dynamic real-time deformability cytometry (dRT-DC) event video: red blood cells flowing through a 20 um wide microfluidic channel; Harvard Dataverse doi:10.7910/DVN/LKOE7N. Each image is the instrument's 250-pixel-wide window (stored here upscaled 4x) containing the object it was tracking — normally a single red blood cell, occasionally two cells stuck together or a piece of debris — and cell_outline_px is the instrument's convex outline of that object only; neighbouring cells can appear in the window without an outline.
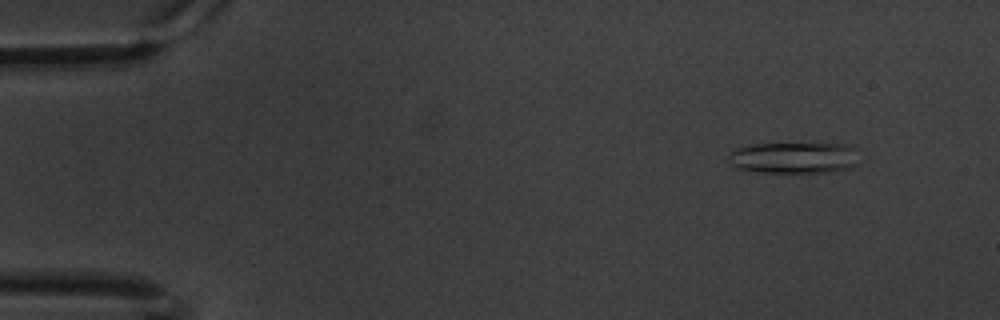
{"species": "common noctule bat (a hibernating species)", "species_latin": "Nyctalus noctula", "temperature_condition": "warm", "stored_images_in_passage": 55, "camera_frame_rate_fps": 3000, "um_per_image_px": 0.085, "animal": {"sex": "male", "body_mass_g": 20.1, "forearm_length_mm": 53.5}, "frame": {"image": 1, "passage_image": 1, "time_ms": 0.0, "image_size_px": [1000, 320], "cell_outline_px": [[860, 164], [852, 168], [828, 172], [756, 172], [736, 168], [728, 160], [728, 156], [736, 148], [752, 144], [844, 144], [856, 148]], "centroid_in_image_um": [67.54, 13.42], "position_along_channel_um": 17.5, "area_um2": 24.04}}
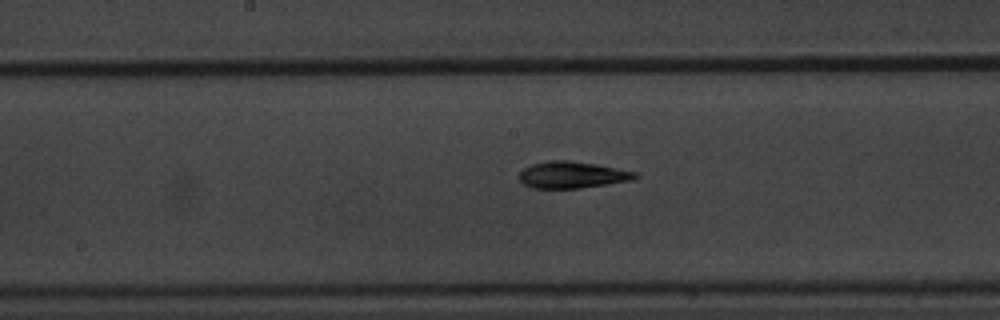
{"frame": {"image": 2, "passage_image": 26, "time_ms": 8.333, "image_size_px": [1000, 320], "cell_outline_px": [[640, 176], [632, 180], [608, 184], [580, 188], [532, 188], [524, 184], [516, 176], [524, 168], [532, 164], [552, 160], [568, 160], [596, 164], [636, 172]], "centroid_in_image_um": [48.62, 14.86], "position_along_channel_um": 199.6, "area_um2": 18.03}}
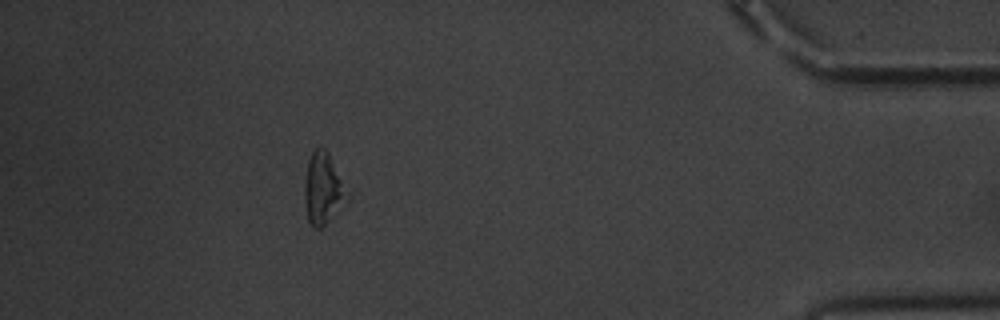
{"frame": {"image": 3, "passage_image": 49, "time_ms": 16.0, "image_size_px": [1000, 320], "cell_outline_px": [[344, 192], [328, 220], [320, 228], [312, 228], [308, 220], [304, 200], [304, 188], [308, 160], [312, 152], [320, 144], [328, 152], [340, 180]], "centroid_in_image_um": [27.3, 15.96], "position_along_channel_um": 407.9, "area_um2": 16.07}, "authors_computed_cell_mechanics": {"area_um2": 17.5712, "velocity_mm_per_s": 3.3578, "shape_relaxation_time_tau1_ms": 4.6362, "shape_relaxation_time_tau2_ms": 7.634, "deformation_change_tau1": 0.1324, "deformation_change_tau2": 0.1874}}